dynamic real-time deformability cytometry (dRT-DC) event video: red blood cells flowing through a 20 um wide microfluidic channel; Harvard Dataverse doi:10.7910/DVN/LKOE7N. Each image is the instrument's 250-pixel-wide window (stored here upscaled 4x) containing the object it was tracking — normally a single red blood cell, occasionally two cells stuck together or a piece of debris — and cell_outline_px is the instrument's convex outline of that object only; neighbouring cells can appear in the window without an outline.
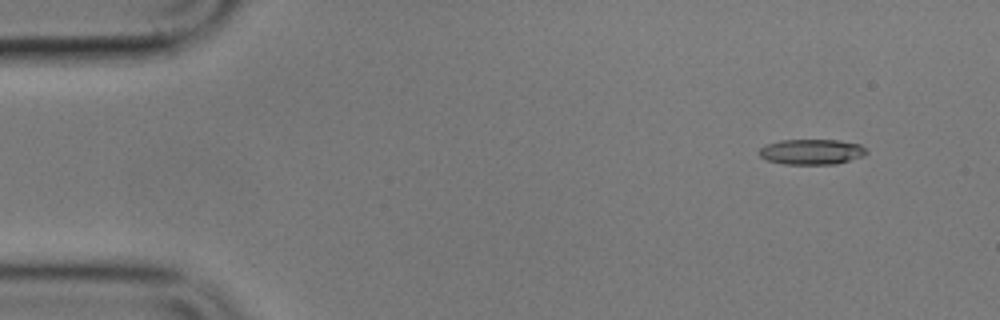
{"species": "common noctule bat (a hibernating species)", "species_latin": "Nyctalus noctula", "temperature_condition": "cold", "stored_images_in_passage": 6, "camera_frame_rate_fps": 3000, "um_per_image_px": 0.085, "animal": {"sex": "male", "body_mass_g": 17.9}, "frame": {"image": 1, "passage_image": 2, "time_ms": 1.0, "image_size_px": [1000, 320], "cell_outline_px": [[868, 152], [864, 156], [836, 164], [784, 164], [768, 160], [760, 156], [760, 148], [764, 144], [780, 140], [840, 140], [860, 144]], "centroid_in_image_um": [68.99, 12.9], "position_along_channel_um": 16.0, "area_um2": 15.9}}
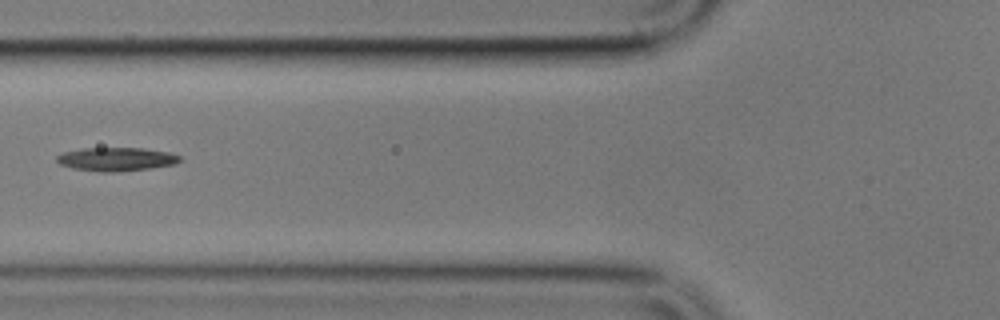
{"frame": {"image": 2, "passage_image": 6, "time_ms": 6.667, "image_size_px": [1000, 320], "cell_outline_px": [[180, 160], [176, 164], [148, 168], [112, 172], [100, 172], [72, 168], [60, 164], [56, 160], [56, 156], [60, 152], [80, 148], [144, 148], [168, 152], [180, 156]], "centroid_in_image_um": [9.82, 13.52], "position_along_channel_um": 116.0, "area_um2": 16.94}}